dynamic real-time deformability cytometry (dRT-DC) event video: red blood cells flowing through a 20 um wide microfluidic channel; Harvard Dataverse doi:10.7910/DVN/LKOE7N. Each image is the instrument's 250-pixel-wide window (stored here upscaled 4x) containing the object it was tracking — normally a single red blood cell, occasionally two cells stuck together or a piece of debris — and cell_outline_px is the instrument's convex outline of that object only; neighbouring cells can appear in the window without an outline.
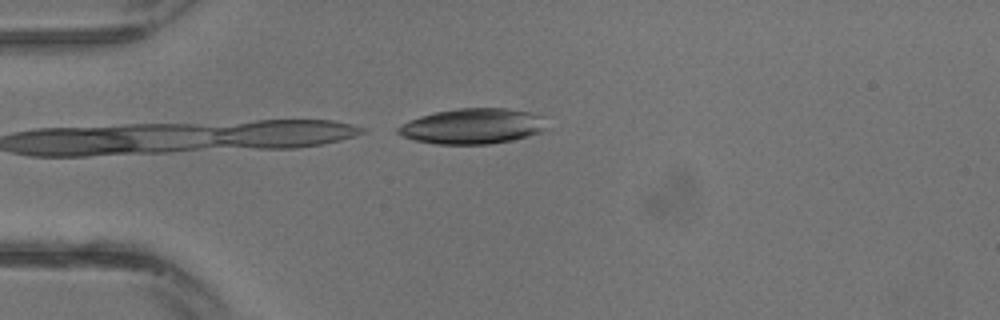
{"species": "common noctule bat (a hibernating species)", "species_latin": "Nyctalus noctula", "temperature_condition": "warm", "stored_images_in_passage": 6, "camera_frame_rate_fps": 3000, "um_per_image_px": 0.085, "animal": {"sex": "male", "body_mass_g": 13.3}, "frame": {"image": 1, "passage_image": 6, "time_ms": 1.667, "image_size_px": [1000, 320], "cell_outline_px": [[552, 128], [528, 136], [512, 140], [488, 144], [436, 144], [412, 140], [400, 136], [396, 132], [396, 128], [408, 120], [420, 116], [436, 112], [456, 108], [508, 108], [528, 112], [544, 116]], "centroid_in_image_um": [40.21, 10.73], "position_along_channel_um": 44.8, "area_um2": 31.27}}